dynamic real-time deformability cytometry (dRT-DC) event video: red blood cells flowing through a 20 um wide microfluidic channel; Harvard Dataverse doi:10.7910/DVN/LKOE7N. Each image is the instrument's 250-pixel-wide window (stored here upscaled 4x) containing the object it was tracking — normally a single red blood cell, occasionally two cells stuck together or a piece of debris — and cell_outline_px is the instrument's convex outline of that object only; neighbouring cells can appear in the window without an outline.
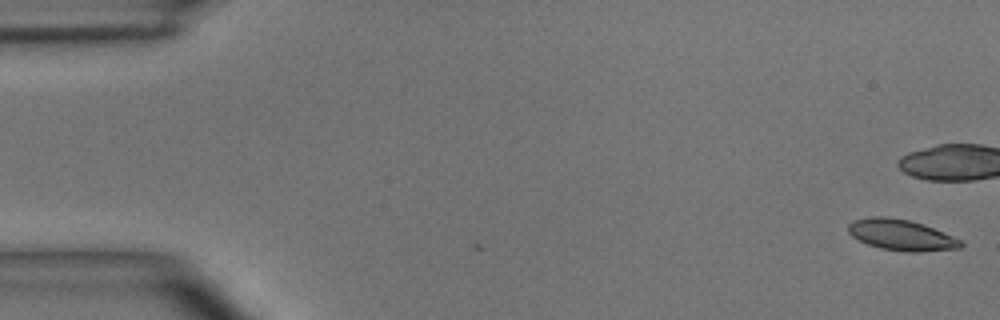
{"species": "common noctule bat (a hibernating species)", "species_latin": "Nyctalus noctula", "temperature_condition": "room temperature", "stored_images_in_passage": 40, "camera_frame_rate_fps": 3000, "um_per_image_px": 0.085, "animal": {"sex": "male", "body_mass_g": 15.6}, "frame": {"image": 1, "passage_image": 1, "time_ms": 0.0, "image_size_px": [1000, 320], "cell_outline_px": [[964, 244], [960, 248], [916, 252], [908, 252], [880, 248], [868, 244], [852, 236], [848, 232], [848, 224], [852, 220], [868, 216], [888, 216], [908, 220], [924, 224], [952, 236], [960, 240]], "centroid_in_image_um": [76.57, 19.95], "position_along_channel_um": 8.4, "area_um2": 20.29}, "authors_computed_cell_mechanics": {"area_um2": 20.6057, "velocity_mm_per_s": 4.045, "shape_relaxation_time_tau1_ms": 7.5031, "shape_relaxation_time_tau2_ms": 3.5707, "deformation_change_tau1": 0.174, "deformation_change_tau2": 0.0847}}